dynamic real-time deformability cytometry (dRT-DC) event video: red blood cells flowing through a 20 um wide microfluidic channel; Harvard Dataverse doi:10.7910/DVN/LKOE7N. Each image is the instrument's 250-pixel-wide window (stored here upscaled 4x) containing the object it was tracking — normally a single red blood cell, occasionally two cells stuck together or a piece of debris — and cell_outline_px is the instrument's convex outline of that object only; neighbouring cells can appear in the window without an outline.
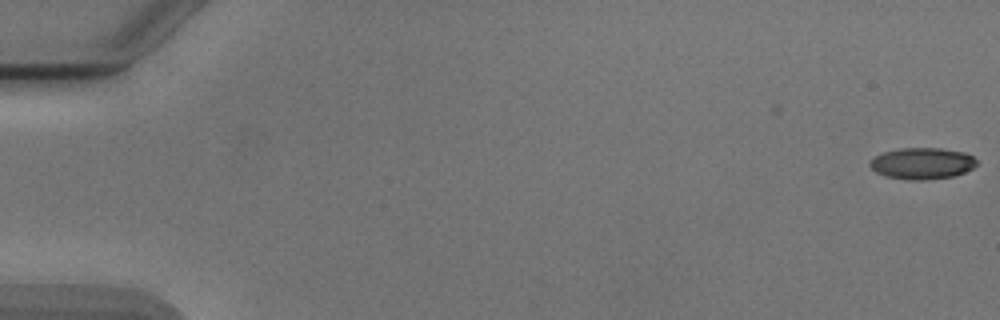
{"species": "Egyptian fruit bat (a non-hibernating species)", "species_latin": "Rousettus aegyptiacus", "temperature_condition": "cold", "stored_images_in_passage": 45, "camera_frame_rate_fps": 3000, "um_per_image_px": 0.085, "animal": {"sex": "male"}, "frame": {"image": 1, "passage_image": 1, "time_ms": 0.0, "image_size_px": [1000, 320], "cell_outline_px": [[976, 164], [972, 168], [956, 176], [928, 180], [908, 180], [884, 176], [876, 172], [868, 164], [868, 160], [884, 152], [900, 148], [940, 148], [964, 152], [972, 156], [976, 160]], "centroid_in_image_um": [78.36, 13.9], "position_along_channel_um": 6.6, "area_um2": 19.71}}
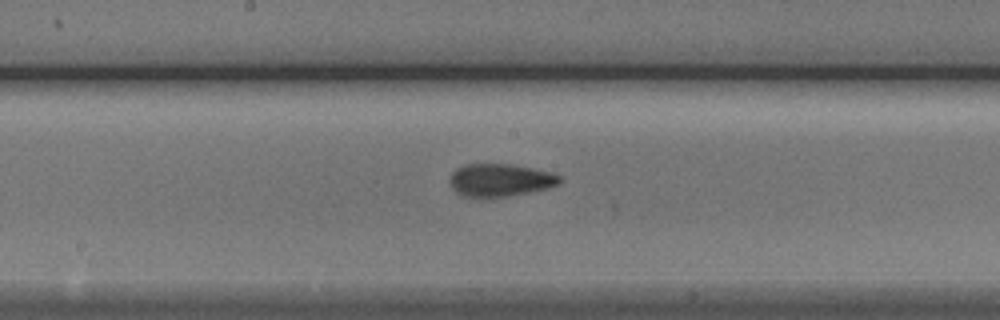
{"frame": {"image": 2, "passage_image": 29, "time_ms": 9.333, "image_size_px": [1000, 320], "cell_outline_px": [[560, 184], [548, 188], [528, 192], [484, 200], [464, 196], [456, 192], [452, 188], [452, 172], [456, 168], [468, 164], [512, 164], [532, 168], [548, 172], [560, 176]], "centroid_in_image_um": [42.49, 15.34], "position_along_channel_um": 205.7, "area_um2": 21.04}}
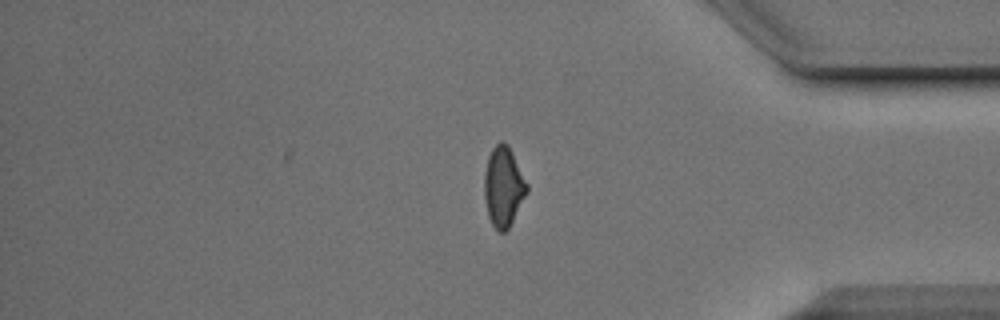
{"frame": {"image": 3, "passage_image": 45, "time_ms": 14.667, "image_size_px": [1000, 320], "cell_outline_px": [[528, 192], [508, 228], [504, 232], [500, 232], [492, 224], [488, 216], [484, 196], [484, 172], [488, 156], [492, 148], [500, 140], [504, 140], [508, 144], [528, 184]], "centroid_in_image_um": [42.79, 15.83], "position_along_channel_um": 392.4, "area_um2": 19.88}, "authors_computed_cell_mechanics": {"area_um2": 20.4034, "velocity_mm_per_s": 3.893, "shape_relaxation_time_tau1_ms": 5.3248, "shape_relaxation_time_tau2_ms": 2.2517, "deformation_change_tau1": 0.1474, "deformation_change_tau2": 0.0923}}